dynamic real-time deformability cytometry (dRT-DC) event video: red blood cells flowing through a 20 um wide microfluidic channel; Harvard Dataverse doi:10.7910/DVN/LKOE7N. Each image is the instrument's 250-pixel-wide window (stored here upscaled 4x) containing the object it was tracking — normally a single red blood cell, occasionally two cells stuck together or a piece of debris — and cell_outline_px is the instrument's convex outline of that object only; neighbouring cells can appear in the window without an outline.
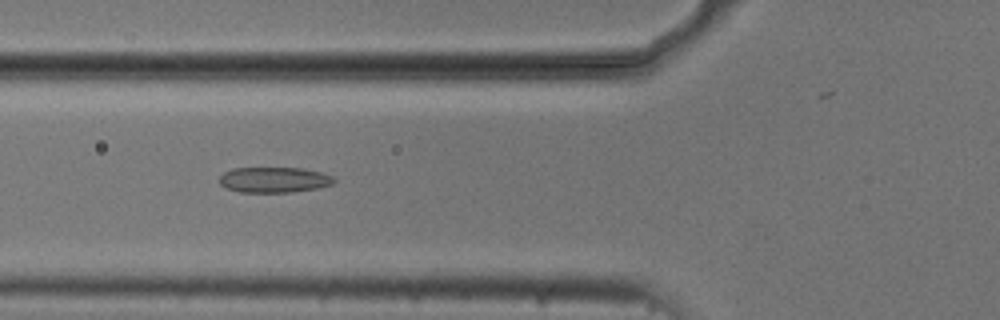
{"species": "common noctule bat (a hibernating species)", "species_latin": "Nyctalus noctula", "temperature_condition": "cold", "stored_images_in_passage": 54, "camera_frame_rate_fps": 3000, "um_per_image_px": 0.085, "animal": {"sex": "male", "body_mass_g": 20.5, "forearm_length_mm": 52.5}, "frame": {"image": 1, "passage_image": 20, "time_ms": 6.333, "image_size_px": [1000, 320], "cell_outline_px": [[336, 180], [332, 184], [316, 188], [292, 192], [240, 192], [228, 188], [220, 184], [220, 176], [224, 172], [232, 168], [304, 168], [320, 172], [332, 176]], "centroid_in_image_um": [23.3, 15.28], "position_along_channel_um": 102.5, "area_um2": 16.94}}
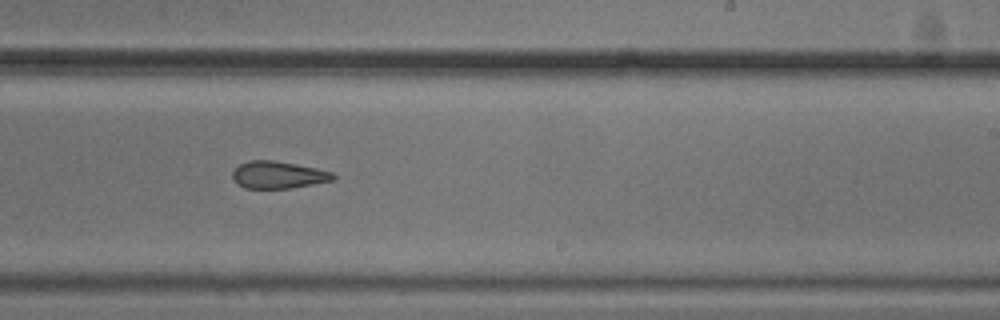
{"frame": {"image": 2, "passage_image": 33, "time_ms": 10.667, "image_size_px": [1000, 320], "cell_outline_px": [[336, 180], [292, 188], [244, 188], [236, 184], [232, 176], [232, 172], [240, 164], [248, 160], [272, 160], [296, 164], [316, 168], [332, 172], [336, 176]], "centroid_in_image_um": [23.65, 14.87], "position_along_channel_um": 265.3, "area_um2": 16.07}}
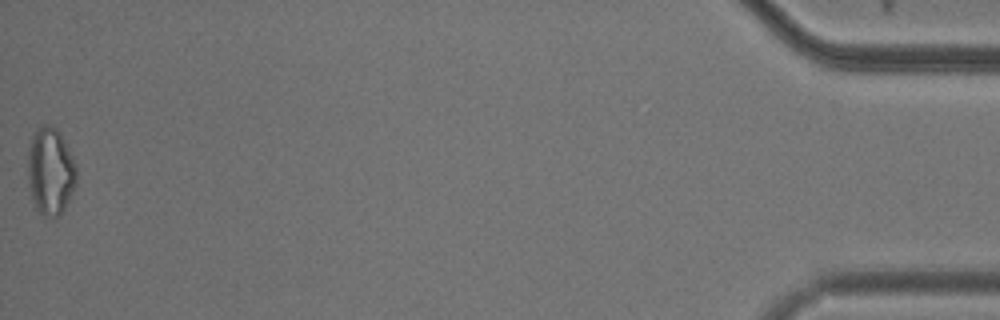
{"frame": {"image": 3, "passage_image": 54, "time_ms": 17.667, "image_size_px": [1000, 320], "cell_outline_px": [[76, 184], [60, 216], [44, 216], [36, 208], [28, 184], [28, 152], [32, 136], [36, 128], [40, 124], [48, 124], [56, 128], [60, 132], [76, 164]], "centroid_in_image_um": [4.28, 14.52], "position_along_channel_um": 430.9, "area_um2": 24.74}, "authors_computed_cell_mechanics": {"area_um2": 18.4382, "velocity_mm_per_s": 3.7456, "shape_relaxation_time_tau1_ms": 4.9611, "shape_relaxation_time_tau2_ms": 3.1189, "deformation_change_tau1": 0.1099, "deformation_change_tau2": 0.1152}}